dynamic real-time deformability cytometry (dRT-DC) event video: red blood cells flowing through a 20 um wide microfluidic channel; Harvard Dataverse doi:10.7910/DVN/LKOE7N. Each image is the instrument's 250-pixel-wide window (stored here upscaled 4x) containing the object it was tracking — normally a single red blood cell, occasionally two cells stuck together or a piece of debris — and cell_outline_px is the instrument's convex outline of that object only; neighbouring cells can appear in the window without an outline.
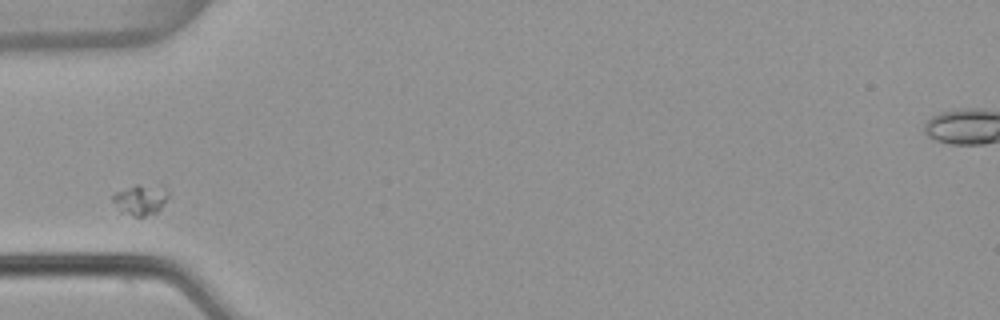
{"species": "common noctule bat (a hibernating species)", "species_latin": "Nyctalus noctula", "temperature_condition": "warm", "stored_images_in_passage": 6, "camera_frame_rate_fps": 3000, "um_per_image_px": 0.085, "animal": {"sex": "female", "body_mass_g": 22.7, "forearm_length_mm": 54.2}, "frame": {"image": 1, "passage_image": 2, "time_ms": 0.333, "image_size_px": [1000, 320], "cell_outline_px": [[168, 196], [160, 208], [156, 212], [144, 216], [136, 216], [120, 212], [112, 200], [112, 192], [136, 184], [164, 184], [168, 188]], "centroid_in_image_um": [11.94, 16.91], "position_along_channel_um": 73.1, "area_um2": 10.23}}
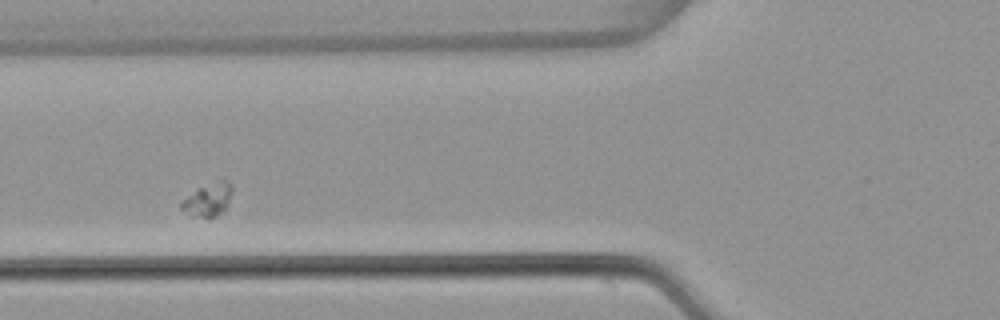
{"frame": {"image": 2, "passage_image": 3, "time_ms": 0.667, "image_size_px": [1000, 320], "cell_outline_px": [[232, 188], [228, 204], [224, 212], [208, 220], [188, 216], [180, 208], [180, 204], [188, 196], [200, 188], [220, 176], [228, 180], [232, 184]], "centroid_in_image_um": [17.72, 16.99], "position_along_channel_um": 108.1, "area_um2": 10.35}}
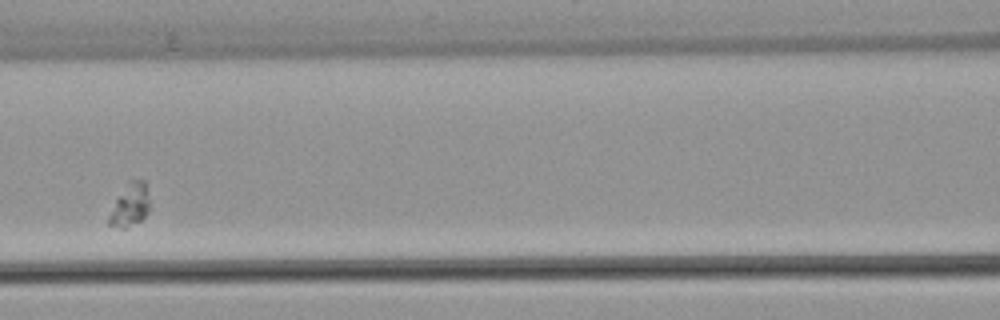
{"frame": {"image": 3, "passage_image": 4, "time_ms": 1.0, "image_size_px": [1000, 320], "cell_outline_px": [[152, 208], [140, 220], [124, 228], [120, 228], [108, 224], [108, 216], [116, 200], [128, 180], [144, 180]], "centroid_in_image_um": [11.08, 17.41], "position_along_channel_um": 155.5, "area_um2": 10.12}}